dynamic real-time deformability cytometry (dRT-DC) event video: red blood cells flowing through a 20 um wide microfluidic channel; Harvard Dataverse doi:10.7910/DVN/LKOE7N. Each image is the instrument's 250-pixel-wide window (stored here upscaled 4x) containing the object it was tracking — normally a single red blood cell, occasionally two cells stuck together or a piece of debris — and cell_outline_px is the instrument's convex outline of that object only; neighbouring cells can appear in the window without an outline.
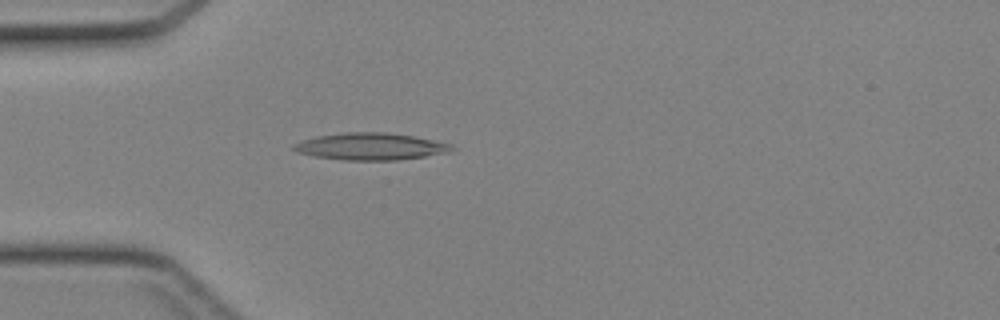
{"species": "Egyptian fruit bat (a non-hibernating species)", "species_latin": "Rousettus aegyptiacus", "temperature_condition": "cold", "stored_images_in_passage": 38, "camera_frame_rate_fps": 3000, "um_per_image_px": 0.085, "animal": {"sex": "female"}, "frame": {"image": 1, "passage_image": 7, "time_ms": 2.0, "image_size_px": [1000, 320], "cell_outline_px": [[456, 148], [448, 152], [424, 156], [396, 160], [344, 160], [316, 156], [296, 152], [292, 148], [292, 144], [300, 140], [316, 136], [344, 132], [384, 132], [412, 136], [452, 144]], "centroid_in_image_um": [31.45, 12.44], "position_along_channel_um": 53.6, "area_um2": 24.8}}
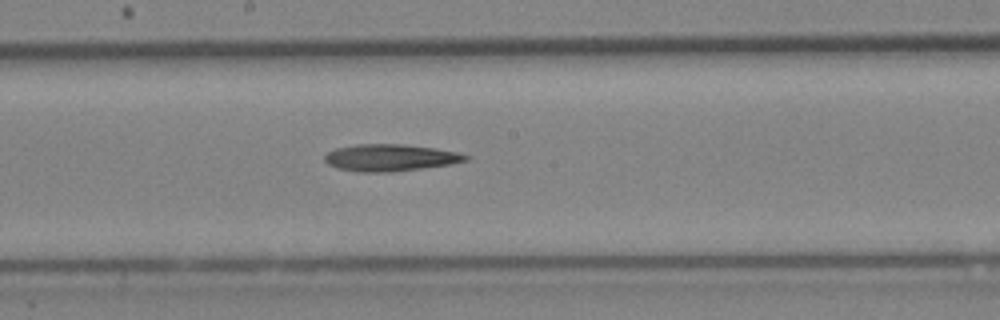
{"frame": {"image": 2, "passage_image": 18, "time_ms": 5.667, "image_size_px": [1000, 320], "cell_outline_px": [[468, 160], [448, 164], [392, 172], [356, 172], [336, 168], [328, 164], [324, 160], [324, 156], [328, 152], [336, 148], [356, 144], [404, 144], [436, 148], [456, 152], [468, 156]], "centroid_in_image_um": [33.1, 13.4], "position_along_channel_um": 215.1, "area_um2": 22.02}}
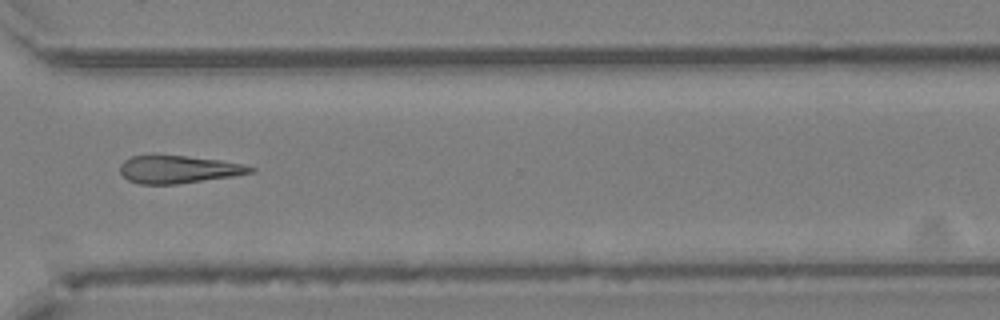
{"frame": {"image": 3, "passage_image": 27, "time_ms": 8.667, "image_size_px": [1000, 320], "cell_outline_px": [[256, 172], [236, 176], [176, 184], [140, 184], [128, 180], [120, 172], [120, 164], [124, 160], [132, 156], [152, 152], [220, 160], [240, 164], [256, 168]], "centroid_in_image_um": [15.13, 14.36], "position_along_channel_um": 355.5, "area_um2": 21.68}}